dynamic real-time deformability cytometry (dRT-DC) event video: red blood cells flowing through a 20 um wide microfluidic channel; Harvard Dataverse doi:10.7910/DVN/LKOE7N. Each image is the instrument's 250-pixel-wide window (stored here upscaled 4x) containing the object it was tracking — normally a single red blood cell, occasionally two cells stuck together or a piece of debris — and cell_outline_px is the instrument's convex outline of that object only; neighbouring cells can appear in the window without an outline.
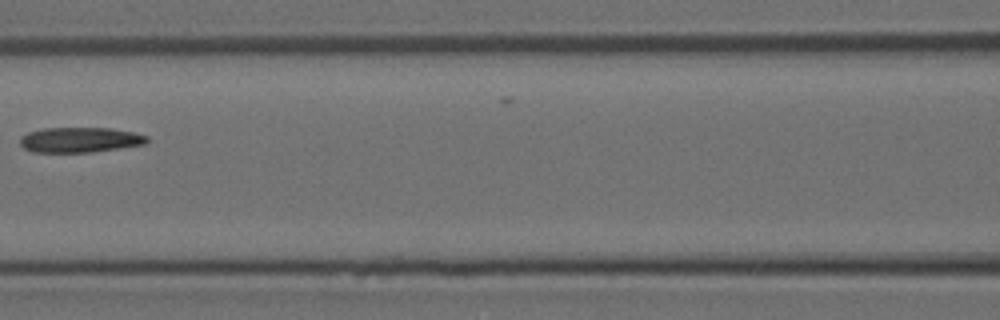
{"species": "Egyptian fruit bat (a non-hibernating species)", "species_latin": "Rousettus aegyptiacus", "temperature_condition": "room temperature", "stored_images_in_passage": 8, "camera_frame_rate_fps": 3000, "um_per_image_px": 0.085, "animal": {"sex": "female"}, "frame": {"image": 1, "passage_image": 8, "time_ms": 2.333, "image_size_px": [1000, 320], "cell_outline_px": [[148, 140], [144, 144], [120, 148], [92, 152], [32, 152], [24, 148], [20, 144], [20, 136], [28, 132], [44, 128], [112, 128], [132, 132], [148, 136]], "centroid_in_image_um": [6.77, 11.88], "position_along_channel_um": 159.8, "area_um2": 18.61}}